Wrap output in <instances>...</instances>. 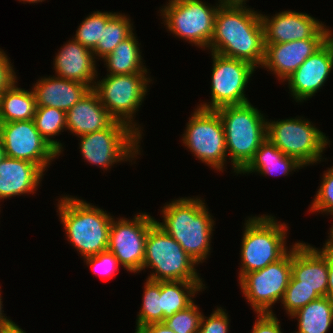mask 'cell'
Masks as SVG:
<instances>
[{
  "label": "cell",
  "instance_id": "cell-19",
  "mask_svg": "<svg viewBox=\"0 0 333 333\" xmlns=\"http://www.w3.org/2000/svg\"><path fill=\"white\" fill-rule=\"evenodd\" d=\"M329 38H308L277 44H265L262 66L285 80Z\"/></svg>",
  "mask_w": 333,
  "mask_h": 333
},
{
  "label": "cell",
  "instance_id": "cell-29",
  "mask_svg": "<svg viewBox=\"0 0 333 333\" xmlns=\"http://www.w3.org/2000/svg\"><path fill=\"white\" fill-rule=\"evenodd\" d=\"M133 23L127 15L122 13H115L102 27L101 39L93 50L95 58H102L101 61L107 57L116 46L123 40L128 38L133 33Z\"/></svg>",
  "mask_w": 333,
  "mask_h": 333
},
{
  "label": "cell",
  "instance_id": "cell-21",
  "mask_svg": "<svg viewBox=\"0 0 333 333\" xmlns=\"http://www.w3.org/2000/svg\"><path fill=\"white\" fill-rule=\"evenodd\" d=\"M43 175L37 164L5 156L0 162V200L34 194Z\"/></svg>",
  "mask_w": 333,
  "mask_h": 333
},
{
  "label": "cell",
  "instance_id": "cell-6",
  "mask_svg": "<svg viewBox=\"0 0 333 333\" xmlns=\"http://www.w3.org/2000/svg\"><path fill=\"white\" fill-rule=\"evenodd\" d=\"M198 264L156 222L149 228L145 241L142 270L153 269L147 279L153 281L203 282L195 269Z\"/></svg>",
  "mask_w": 333,
  "mask_h": 333
},
{
  "label": "cell",
  "instance_id": "cell-27",
  "mask_svg": "<svg viewBox=\"0 0 333 333\" xmlns=\"http://www.w3.org/2000/svg\"><path fill=\"white\" fill-rule=\"evenodd\" d=\"M291 318L298 320L295 333H327L333 324V301L327 296L320 297L299 309Z\"/></svg>",
  "mask_w": 333,
  "mask_h": 333
},
{
  "label": "cell",
  "instance_id": "cell-23",
  "mask_svg": "<svg viewBox=\"0 0 333 333\" xmlns=\"http://www.w3.org/2000/svg\"><path fill=\"white\" fill-rule=\"evenodd\" d=\"M32 90L37 107H52L67 112L90 88L84 83L53 75L38 79Z\"/></svg>",
  "mask_w": 333,
  "mask_h": 333
},
{
  "label": "cell",
  "instance_id": "cell-1",
  "mask_svg": "<svg viewBox=\"0 0 333 333\" xmlns=\"http://www.w3.org/2000/svg\"><path fill=\"white\" fill-rule=\"evenodd\" d=\"M211 52L262 66L265 57L261 13L246 4L222 3L217 10Z\"/></svg>",
  "mask_w": 333,
  "mask_h": 333
},
{
  "label": "cell",
  "instance_id": "cell-25",
  "mask_svg": "<svg viewBox=\"0 0 333 333\" xmlns=\"http://www.w3.org/2000/svg\"><path fill=\"white\" fill-rule=\"evenodd\" d=\"M16 83L17 81L0 94V123L34 118L37 104L33 90L18 88Z\"/></svg>",
  "mask_w": 333,
  "mask_h": 333
},
{
  "label": "cell",
  "instance_id": "cell-38",
  "mask_svg": "<svg viewBox=\"0 0 333 333\" xmlns=\"http://www.w3.org/2000/svg\"><path fill=\"white\" fill-rule=\"evenodd\" d=\"M251 333H282L280 321L273 313H257Z\"/></svg>",
  "mask_w": 333,
  "mask_h": 333
},
{
  "label": "cell",
  "instance_id": "cell-32",
  "mask_svg": "<svg viewBox=\"0 0 333 333\" xmlns=\"http://www.w3.org/2000/svg\"><path fill=\"white\" fill-rule=\"evenodd\" d=\"M115 13L116 12L94 11L92 14L85 17V19L80 23L73 38L86 48L93 51L96 48L99 39H101L102 27L106 25L107 21Z\"/></svg>",
  "mask_w": 333,
  "mask_h": 333
},
{
  "label": "cell",
  "instance_id": "cell-10",
  "mask_svg": "<svg viewBox=\"0 0 333 333\" xmlns=\"http://www.w3.org/2000/svg\"><path fill=\"white\" fill-rule=\"evenodd\" d=\"M167 3L160 9L167 31L198 48H208L214 32L215 15L223 1L219 0L216 6L201 0H169Z\"/></svg>",
  "mask_w": 333,
  "mask_h": 333
},
{
  "label": "cell",
  "instance_id": "cell-48",
  "mask_svg": "<svg viewBox=\"0 0 333 333\" xmlns=\"http://www.w3.org/2000/svg\"><path fill=\"white\" fill-rule=\"evenodd\" d=\"M330 229H331L330 233H328V234H329V236H333V226Z\"/></svg>",
  "mask_w": 333,
  "mask_h": 333
},
{
  "label": "cell",
  "instance_id": "cell-28",
  "mask_svg": "<svg viewBox=\"0 0 333 333\" xmlns=\"http://www.w3.org/2000/svg\"><path fill=\"white\" fill-rule=\"evenodd\" d=\"M204 286L203 282L161 281L162 322L190 306Z\"/></svg>",
  "mask_w": 333,
  "mask_h": 333
},
{
  "label": "cell",
  "instance_id": "cell-11",
  "mask_svg": "<svg viewBox=\"0 0 333 333\" xmlns=\"http://www.w3.org/2000/svg\"><path fill=\"white\" fill-rule=\"evenodd\" d=\"M184 132V146L202 163L223 172L227 152L224 128L218 112L196 108Z\"/></svg>",
  "mask_w": 333,
  "mask_h": 333
},
{
  "label": "cell",
  "instance_id": "cell-26",
  "mask_svg": "<svg viewBox=\"0 0 333 333\" xmlns=\"http://www.w3.org/2000/svg\"><path fill=\"white\" fill-rule=\"evenodd\" d=\"M135 33L119 43L116 48L103 60L111 75H126L133 73H149L143 65L140 43Z\"/></svg>",
  "mask_w": 333,
  "mask_h": 333
},
{
  "label": "cell",
  "instance_id": "cell-5",
  "mask_svg": "<svg viewBox=\"0 0 333 333\" xmlns=\"http://www.w3.org/2000/svg\"><path fill=\"white\" fill-rule=\"evenodd\" d=\"M275 218L271 215L251 216L244 223L239 279L279 261L291 250L285 243L287 224L279 223Z\"/></svg>",
  "mask_w": 333,
  "mask_h": 333
},
{
  "label": "cell",
  "instance_id": "cell-14",
  "mask_svg": "<svg viewBox=\"0 0 333 333\" xmlns=\"http://www.w3.org/2000/svg\"><path fill=\"white\" fill-rule=\"evenodd\" d=\"M117 219L111 220L107 250L125 270L135 274L142 271L146 237L156 220L146 212L138 213L131 220Z\"/></svg>",
  "mask_w": 333,
  "mask_h": 333
},
{
  "label": "cell",
  "instance_id": "cell-15",
  "mask_svg": "<svg viewBox=\"0 0 333 333\" xmlns=\"http://www.w3.org/2000/svg\"><path fill=\"white\" fill-rule=\"evenodd\" d=\"M5 156L37 164L44 172L60 154L50 146L32 120L0 123Z\"/></svg>",
  "mask_w": 333,
  "mask_h": 333
},
{
  "label": "cell",
  "instance_id": "cell-22",
  "mask_svg": "<svg viewBox=\"0 0 333 333\" xmlns=\"http://www.w3.org/2000/svg\"><path fill=\"white\" fill-rule=\"evenodd\" d=\"M113 121L94 89L66 112L67 130L77 136L103 130Z\"/></svg>",
  "mask_w": 333,
  "mask_h": 333
},
{
  "label": "cell",
  "instance_id": "cell-9",
  "mask_svg": "<svg viewBox=\"0 0 333 333\" xmlns=\"http://www.w3.org/2000/svg\"><path fill=\"white\" fill-rule=\"evenodd\" d=\"M303 118L267 121V139L306 167L321 161L330 141L310 120Z\"/></svg>",
  "mask_w": 333,
  "mask_h": 333
},
{
  "label": "cell",
  "instance_id": "cell-39",
  "mask_svg": "<svg viewBox=\"0 0 333 333\" xmlns=\"http://www.w3.org/2000/svg\"><path fill=\"white\" fill-rule=\"evenodd\" d=\"M13 69L10 58L4 50L0 49V94L17 81L16 72Z\"/></svg>",
  "mask_w": 333,
  "mask_h": 333
},
{
  "label": "cell",
  "instance_id": "cell-3",
  "mask_svg": "<svg viewBox=\"0 0 333 333\" xmlns=\"http://www.w3.org/2000/svg\"><path fill=\"white\" fill-rule=\"evenodd\" d=\"M91 204L69 195L60 197L57 204L67 240L83 259L107 250L113 218L106 210Z\"/></svg>",
  "mask_w": 333,
  "mask_h": 333
},
{
  "label": "cell",
  "instance_id": "cell-24",
  "mask_svg": "<svg viewBox=\"0 0 333 333\" xmlns=\"http://www.w3.org/2000/svg\"><path fill=\"white\" fill-rule=\"evenodd\" d=\"M305 167L297 159L285 155L272 142L266 139L257 149L254 157L238 174H249L257 172L261 175H271L275 173L288 176L295 169ZM290 172V173H289Z\"/></svg>",
  "mask_w": 333,
  "mask_h": 333
},
{
  "label": "cell",
  "instance_id": "cell-37",
  "mask_svg": "<svg viewBox=\"0 0 333 333\" xmlns=\"http://www.w3.org/2000/svg\"><path fill=\"white\" fill-rule=\"evenodd\" d=\"M226 310L217 307L209 317L202 315L198 333H229V318Z\"/></svg>",
  "mask_w": 333,
  "mask_h": 333
},
{
  "label": "cell",
  "instance_id": "cell-4",
  "mask_svg": "<svg viewBox=\"0 0 333 333\" xmlns=\"http://www.w3.org/2000/svg\"><path fill=\"white\" fill-rule=\"evenodd\" d=\"M224 128L226 152L238 174L267 139V120L250 102L216 109Z\"/></svg>",
  "mask_w": 333,
  "mask_h": 333
},
{
  "label": "cell",
  "instance_id": "cell-7",
  "mask_svg": "<svg viewBox=\"0 0 333 333\" xmlns=\"http://www.w3.org/2000/svg\"><path fill=\"white\" fill-rule=\"evenodd\" d=\"M147 76V73L107 74L101 81L95 82L93 88L110 116L128 125L141 138L143 132L133 117L139 111L148 92L147 85L152 81Z\"/></svg>",
  "mask_w": 333,
  "mask_h": 333
},
{
  "label": "cell",
  "instance_id": "cell-33",
  "mask_svg": "<svg viewBox=\"0 0 333 333\" xmlns=\"http://www.w3.org/2000/svg\"><path fill=\"white\" fill-rule=\"evenodd\" d=\"M319 298L320 296L313 289L298 285V280L291 275L281 304H283L286 313L292 316L309 302Z\"/></svg>",
  "mask_w": 333,
  "mask_h": 333
},
{
  "label": "cell",
  "instance_id": "cell-42",
  "mask_svg": "<svg viewBox=\"0 0 333 333\" xmlns=\"http://www.w3.org/2000/svg\"><path fill=\"white\" fill-rule=\"evenodd\" d=\"M2 297L0 292V332L5 330L6 328L10 327L14 322L9 319L3 312V305H2ZM6 316V317H5Z\"/></svg>",
  "mask_w": 333,
  "mask_h": 333
},
{
  "label": "cell",
  "instance_id": "cell-47",
  "mask_svg": "<svg viewBox=\"0 0 333 333\" xmlns=\"http://www.w3.org/2000/svg\"><path fill=\"white\" fill-rule=\"evenodd\" d=\"M329 239L326 242L333 248V236H329Z\"/></svg>",
  "mask_w": 333,
  "mask_h": 333
},
{
  "label": "cell",
  "instance_id": "cell-40",
  "mask_svg": "<svg viewBox=\"0 0 333 333\" xmlns=\"http://www.w3.org/2000/svg\"><path fill=\"white\" fill-rule=\"evenodd\" d=\"M137 333H175L164 322L152 323L142 327Z\"/></svg>",
  "mask_w": 333,
  "mask_h": 333
},
{
  "label": "cell",
  "instance_id": "cell-43",
  "mask_svg": "<svg viewBox=\"0 0 333 333\" xmlns=\"http://www.w3.org/2000/svg\"><path fill=\"white\" fill-rule=\"evenodd\" d=\"M0 333H26V332L14 322L10 327L6 328Z\"/></svg>",
  "mask_w": 333,
  "mask_h": 333
},
{
  "label": "cell",
  "instance_id": "cell-45",
  "mask_svg": "<svg viewBox=\"0 0 333 333\" xmlns=\"http://www.w3.org/2000/svg\"><path fill=\"white\" fill-rule=\"evenodd\" d=\"M5 157V152L3 149V142H2V138L0 135V162L2 161V159Z\"/></svg>",
  "mask_w": 333,
  "mask_h": 333
},
{
  "label": "cell",
  "instance_id": "cell-44",
  "mask_svg": "<svg viewBox=\"0 0 333 333\" xmlns=\"http://www.w3.org/2000/svg\"><path fill=\"white\" fill-rule=\"evenodd\" d=\"M223 3H229V4H246L245 2L247 0H222Z\"/></svg>",
  "mask_w": 333,
  "mask_h": 333
},
{
  "label": "cell",
  "instance_id": "cell-12",
  "mask_svg": "<svg viewBox=\"0 0 333 333\" xmlns=\"http://www.w3.org/2000/svg\"><path fill=\"white\" fill-rule=\"evenodd\" d=\"M291 265L292 248L279 261L238 279L240 289L255 313H273L272 305L281 302L288 286Z\"/></svg>",
  "mask_w": 333,
  "mask_h": 333
},
{
  "label": "cell",
  "instance_id": "cell-41",
  "mask_svg": "<svg viewBox=\"0 0 333 333\" xmlns=\"http://www.w3.org/2000/svg\"><path fill=\"white\" fill-rule=\"evenodd\" d=\"M327 297L333 301V248L328 244V288Z\"/></svg>",
  "mask_w": 333,
  "mask_h": 333
},
{
  "label": "cell",
  "instance_id": "cell-36",
  "mask_svg": "<svg viewBox=\"0 0 333 333\" xmlns=\"http://www.w3.org/2000/svg\"><path fill=\"white\" fill-rule=\"evenodd\" d=\"M84 262L91 267L95 275L100 274L102 280H109L112 276H115L120 265L118 259L109 250L84 258Z\"/></svg>",
  "mask_w": 333,
  "mask_h": 333
},
{
  "label": "cell",
  "instance_id": "cell-46",
  "mask_svg": "<svg viewBox=\"0 0 333 333\" xmlns=\"http://www.w3.org/2000/svg\"><path fill=\"white\" fill-rule=\"evenodd\" d=\"M19 1L27 2V3L31 4V3H38V2L40 3L45 0H19Z\"/></svg>",
  "mask_w": 333,
  "mask_h": 333
},
{
  "label": "cell",
  "instance_id": "cell-2",
  "mask_svg": "<svg viewBox=\"0 0 333 333\" xmlns=\"http://www.w3.org/2000/svg\"><path fill=\"white\" fill-rule=\"evenodd\" d=\"M163 222L156 220L199 265L208 258L215 221L201 197L174 199L164 204Z\"/></svg>",
  "mask_w": 333,
  "mask_h": 333
},
{
  "label": "cell",
  "instance_id": "cell-31",
  "mask_svg": "<svg viewBox=\"0 0 333 333\" xmlns=\"http://www.w3.org/2000/svg\"><path fill=\"white\" fill-rule=\"evenodd\" d=\"M143 292L142 307L137 315L135 333L148 324L162 322L161 281L147 279Z\"/></svg>",
  "mask_w": 333,
  "mask_h": 333
},
{
  "label": "cell",
  "instance_id": "cell-20",
  "mask_svg": "<svg viewBox=\"0 0 333 333\" xmlns=\"http://www.w3.org/2000/svg\"><path fill=\"white\" fill-rule=\"evenodd\" d=\"M95 59L93 51L73 38L62 46L54 58L56 76L84 83L93 89L98 77Z\"/></svg>",
  "mask_w": 333,
  "mask_h": 333
},
{
  "label": "cell",
  "instance_id": "cell-17",
  "mask_svg": "<svg viewBox=\"0 0 333 333\" xmlns=\"http://www.w3.org/2000/svg\"><path fill=\"white\" fill-rule=\"evenodd\" d=\"M333 69V35L285 81L296 102L311 98L328 80Z\"/></svg>",
  "mask_w": 333,
  "mask_h": 333
},
{
  "label": "cell",
  "instance_id": "cell-13",
  "mask_svg": "<svg viewBox=\"0 0 333 333\" xmlns=\"http://www.w3.org/2000/svg\"><path fill=\"white\" fill-rule=\"evenodd\" d=\"M213 68L211 74V101L197 107L216 110L227 105H241L250 102L245 96L247 83L255 71L251 63L211 52Z\"/></svg>",
  "mask_w": 333,
  "mask_h": 333
},
{
  "label": "cell",
  "instance_id": "cell-8",
  "mask_svg": "<svg viewBox=\"0 0 333 333\" xmlns=\"http://www.w3.org/2000/svg\"><path fill=\"white\" fill-rule=\"evenodd\" d=\"M78 138L82 159L103 167V170L119 162H130L141 153L139 144L142 138L128 125L116 120L103 130Z\"/></svg>",
  "mask_w": 333,
  "mask_h": 333
},
{
  "label": "cell",
  "instance_id": "cell-16",
  "mask_svg": "<svg viewBox=\"0 0 333 333\" xmlns=\"http://www.w3.org/2000/svg\"><path fill=\"white\" fill-rule=\"evenodd\" d=\"M264 43L277 44L308 38H330L333 33L321 21L303 12L286 10L271 18L261 14Z\"/></svg>",
  "mask_w": 333,
  "mask_h": 333
},
{
  "label": "cell",
  "instance_id": "cell-35",
  "mask_svg": "<svg viewBox=\"0 0 333 333\" xmlns=\"http://www.w3.org/2000/svg\"><path fill=\"white\" fill-rule=\"evenodd\" d=\"M320 188L311 204L310 212L333 215V166L324 171Z\"/></svg>",
  "mask_w": 333,
  "mask_h": 333
},
{
  "label": "cell",
  "instance_id": "cell-30",
  "mask_svg": "<svg viewBox=\"0 0 333 333\" xmlns=\"http://www.w3.org/2000/svg\"><path fill=\"white\" fill-rule=\"evenodd\" d=\"M36 129L42 137L53 147L59 154L63 151V145L60 141L52 137L61 134L67 130L66 112L52 107H37L33 118Z\"/></svg>",
  "mask_w": 333,
  "mask_h": 333
},
{
  "label": "cell",
  "instance_id": "cell-18",
  "mask_svg": "<svg viewBox=\"0 0 333 333\" xmlns=\"http://www.w3.org/2000/svg\"><path fill=\"white\" fill-rule=\"evenodd\" d=\"M291 275L298 285L313 289L320 297L327 296L328 288V243L318 249L308 243L292 245Z\"/></svg>",
  "mask_w": 333,
  "mask_h": 333
},
{
  "label": "cell",
  "instance_id": "cell-34",
  "mask_svg": "<svg viewBox=\"0 0 333 333\" xmlns=\"http://www.w3.org/2000/svg\"><path fill=\"white\" fill-rule=\"evenodd\" d=\"M202 313L194 302L185 310L174 313L163 322L175 333H198Z\"/></svg>",
  "mask_w": 333,
  "mask_h": 333
}]
</instances>
